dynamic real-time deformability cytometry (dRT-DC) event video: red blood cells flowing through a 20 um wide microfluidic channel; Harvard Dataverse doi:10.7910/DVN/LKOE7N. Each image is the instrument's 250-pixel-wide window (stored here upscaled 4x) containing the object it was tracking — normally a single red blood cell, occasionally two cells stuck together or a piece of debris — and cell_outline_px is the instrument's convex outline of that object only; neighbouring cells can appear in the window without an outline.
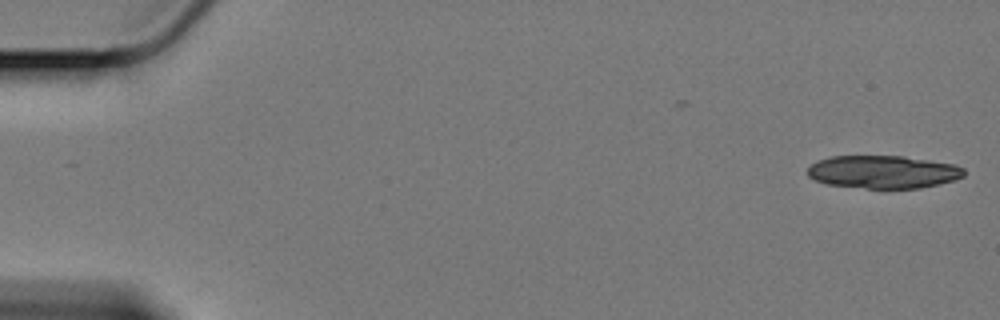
{"species": "Egyptian fruit bat (a non-hibernating species)", "species_latin": "Rousettus aegyptiacus", "temperature_condition": "cold", "stored_images_in_passage": 18, "camera_frame_rate_fps": 3000, "um_per_image_px": 0.085, "animal": {"sex": "female"}, "frame": {"image": 1, "passage_image": 1, "time_ms": 0.0, "image_size_px": [1000, 320], "cell_outline_px": [[964, 176], [956, 180], [920, 188], [864, 188], [828, 184], [816, 180], [808, 176], [808, 168], [816, 160], [832, 156], [904, 156], [956, 164], [964, 168]], "centroid_in_image_um": [75.1, 14.6], "position_along_channel_um": 9.9, "area_um2": 30.06}}